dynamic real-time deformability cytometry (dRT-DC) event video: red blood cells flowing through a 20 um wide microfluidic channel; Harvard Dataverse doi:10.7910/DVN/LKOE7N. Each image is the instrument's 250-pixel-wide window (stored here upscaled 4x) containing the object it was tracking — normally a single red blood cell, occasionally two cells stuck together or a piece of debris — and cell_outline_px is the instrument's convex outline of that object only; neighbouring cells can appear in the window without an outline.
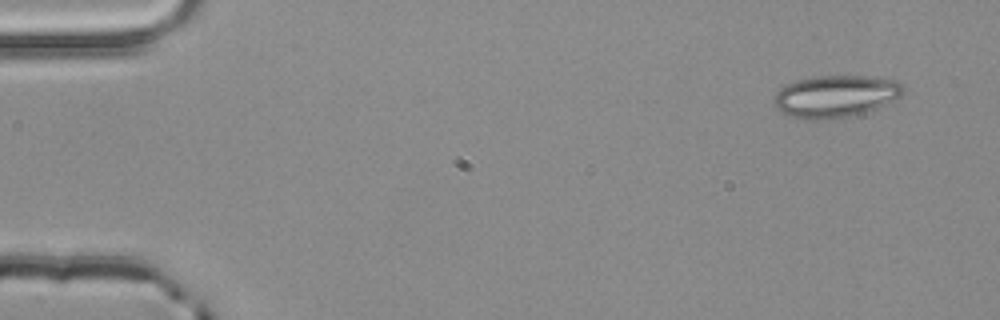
{"species": "common noctule bat (a hibernating species)", "species_latin": "Nyctalus noctula", "temperature_condition": "room temperature", "stored_images_in_passage": 4, "camera_frame_rate_fps": 3000, "um_per_image_px": 0.085, "animal": {"sex": "male", "body_mass_g": 20.4}, "frame": {"image": 1, "passage_image": 1, "time_ms": 0.0, "image_size_px": [1000, 320], "cell_outline_px": [[904, 92], [900, 96], [876, 108], [864, 112], [848, 116], [816, 120], [808, 120], [784, 116], [776, 108], [772, 100], [776, 92], [780, 88], [796, 80], [816, 76], [864, 76], [900, 80], [904, 84]], "centroid_in_image_um": [70.98, 8.18], "position_along_channel_um": 14.0, "area_um2": 31.91}}